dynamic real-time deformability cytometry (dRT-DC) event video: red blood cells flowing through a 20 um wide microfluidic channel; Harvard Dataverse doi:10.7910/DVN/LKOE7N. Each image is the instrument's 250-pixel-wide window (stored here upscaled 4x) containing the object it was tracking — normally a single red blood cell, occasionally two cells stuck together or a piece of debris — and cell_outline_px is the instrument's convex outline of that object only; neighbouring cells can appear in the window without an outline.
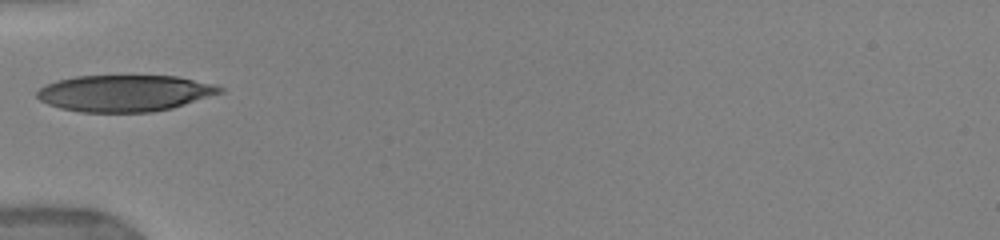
{"species": "human", "species_latin": "Homo sapiens", "temperature_condition": "warm", "stored_images_in_passage": 11, "camera_frame_rate_fps": 3000, "um_per_image_px": 0.085, "donor": {"sex": "female"}, "frame": {"image": 1, "passage_image": 7, "time_ms": 4.667, "image_size_px": [1000, 240], "cell_outline_px": [[224, 92], [172, 108], [152, 112], [80, 112], [60, 108], [48, 104], [40, 100], [36, 96], [36, 92], [40, 88], [56, 80], [76, 76], [176, 76], [212, 84], [224, 88]], "centroid_in_image_um": [10.58, 7.92], "position_along_channel_um": 74.4, "area_um2": 38.78}}